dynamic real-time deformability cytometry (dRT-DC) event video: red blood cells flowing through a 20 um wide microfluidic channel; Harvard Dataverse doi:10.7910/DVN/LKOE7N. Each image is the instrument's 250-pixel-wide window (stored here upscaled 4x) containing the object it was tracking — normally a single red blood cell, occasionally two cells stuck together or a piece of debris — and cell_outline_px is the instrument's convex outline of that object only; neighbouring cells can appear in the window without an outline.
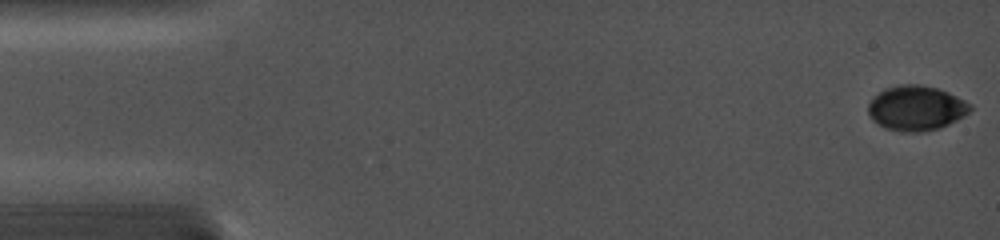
{"species": "common noctule bat (a hibernating species)", "species_latin": "Nyctalus noctula", "temperature_condition": "cold", "stored_images_in_passage": 51, "camera_frame_rate_fps": 5000, "um_per_image_px": 0.085, "animal": {"sex": "female", "body_mass_g": 19.0, "forearm_length_mm": 56.7}, "frame": {"image": 1, "passage_image": 1, "time_ms": 0.0, "image_size_px": [1000, 240], "cell_outline_px": [[972, 108], [964, 116], [940, 128], [924, 132], [900, 132], [884, 128], [872, 120], [868, 112], [868, 104], [884, 88], [900, 84], [920, 84], [936, 88], [948, 92], [972, 104]], "centroid_in_image_um": [77.87, 9.2], "position_along_channel_um": 7.1, "area_um2": 26.76}}
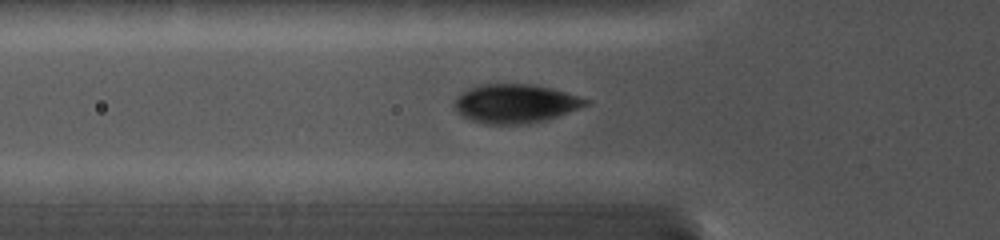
{"frame": {"image": 2, "passage_image": 35, "time_ms": 5.4, "image_size_px": [1000, 240], "cell_outline_px": [[592, 104], [544, 120], [528, 124], [484, 124], [460, 116], [456, 112], [452, 104], [456, 96], [460, 92], [468, 88], [480, 84], [532, 84], [552, 88], [592, 100]], "centroid_in_image_um": [43.77, 8.8], "position_along_channel_um": 82.0, "area_um2": 30.17}}
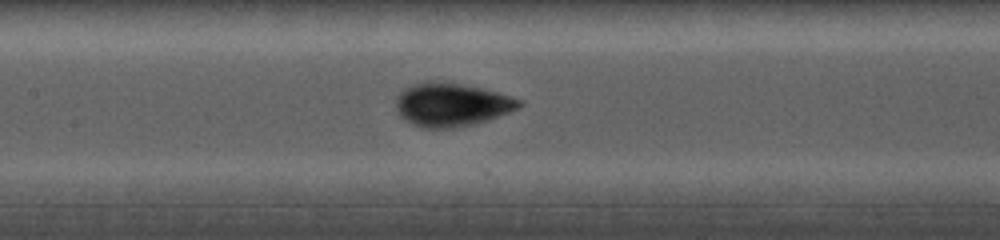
{"frame": {"image": 3, "passage_image": 51, "time_ms": 7.6, "image_size_px": [1000, 240], "cell_outline_px": [[524, 104], [520, 108], [472, 124], [452, 128], [424, 128], [412, 124], [404, 120], [396, 112], [396, 96], [404, 88], [412, 84], [424, 80], [436, 80], [460, 84], [480, 88], [496, 92], [524, 100]], "centroid_in_image_um": [38.33, 8.88], "position_along_channel_um": 169.1, "area_um2": 31.27}}